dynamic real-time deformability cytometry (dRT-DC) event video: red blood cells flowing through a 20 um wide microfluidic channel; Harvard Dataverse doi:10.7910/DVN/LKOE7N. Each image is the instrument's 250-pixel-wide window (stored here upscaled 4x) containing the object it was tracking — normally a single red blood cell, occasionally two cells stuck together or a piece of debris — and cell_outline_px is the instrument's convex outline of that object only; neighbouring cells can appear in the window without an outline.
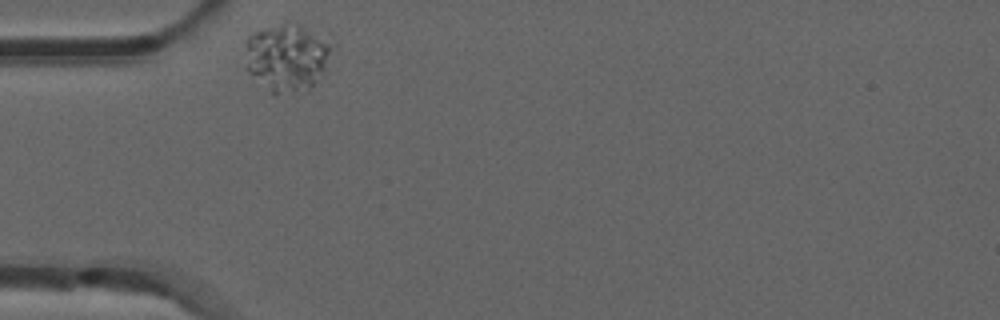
{"species": "common noctule bat (a hibernating species)", "species_latin": "Nyctalus noctula", "temperature_condition": "room temperature", "stored_images_in_passage": 31, "camera_frame_rate_fps": 3000, "um_per_image_px": 0.085, "animal": {"sex": "male", "forearm_length_mm": 52.5}, "frame": {"image": 1, "passage_image": 1, "time_ms": 0.0, "image_size_px": [1000, 320], "cell_outline_px": [[328, 52], [324, 68], [316, 80], [308, 88], [276, 96], [248, 72], [244, 44], [244, 40], [252, 32], [284, 20], [292, 20], [328, 44]], "centroid_in_image_um": [24.24, 4.84], "position_along_channel_um": 60.8, "area_um2": 33.23}}
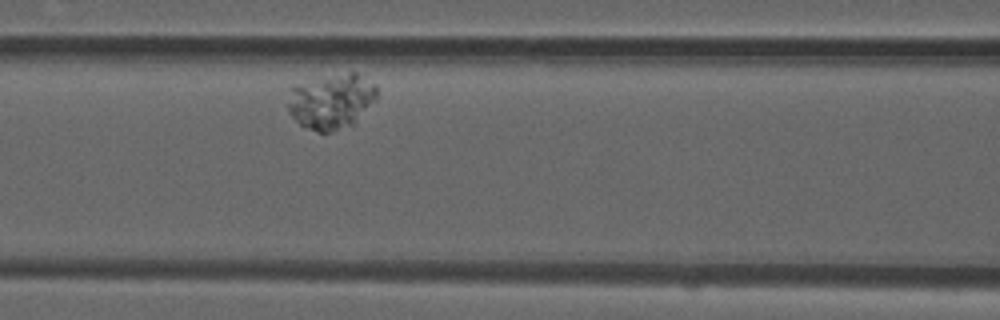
{"frame": {"image": 2, "passage_image": 9, "time_ms": 2.667, "image_size_px": [1000, 320], "cell_outline_px": [[376, 100], [356, 124], [332, 132], [320, 132], [308, 128], [300, 124], [288, 112], [288, 88], [292, 84], [348, 72], [356, 72], [376, 84]], "centroid_in_image_um": [28.17, 8.61], "position_along_channel_um": 138.4, "area_um2": 29.13}}
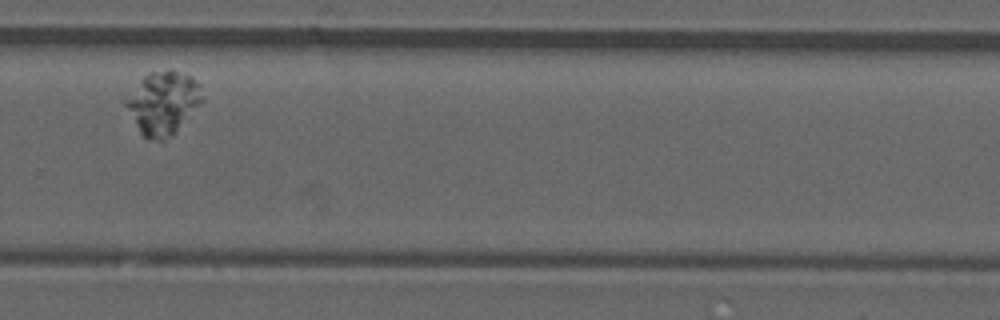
{"frame": {"image": 3, "passage_image": 25, "time_ms": 8.0, "image_size_px": [1000, 320], "cell_outline_px": [[204, 100], [176, 132], [160, 140], [148, 140], [140, 132], [124, 104], [124, 100], [140, 80], [148, 72], [168, 68], [172, 68], [188, 76], [200, 84], [204, 96]], "centroid_in_image_um": [13.87, 8.71], "position_along_channel_um": 315.9, "area_um2": 28.09}}